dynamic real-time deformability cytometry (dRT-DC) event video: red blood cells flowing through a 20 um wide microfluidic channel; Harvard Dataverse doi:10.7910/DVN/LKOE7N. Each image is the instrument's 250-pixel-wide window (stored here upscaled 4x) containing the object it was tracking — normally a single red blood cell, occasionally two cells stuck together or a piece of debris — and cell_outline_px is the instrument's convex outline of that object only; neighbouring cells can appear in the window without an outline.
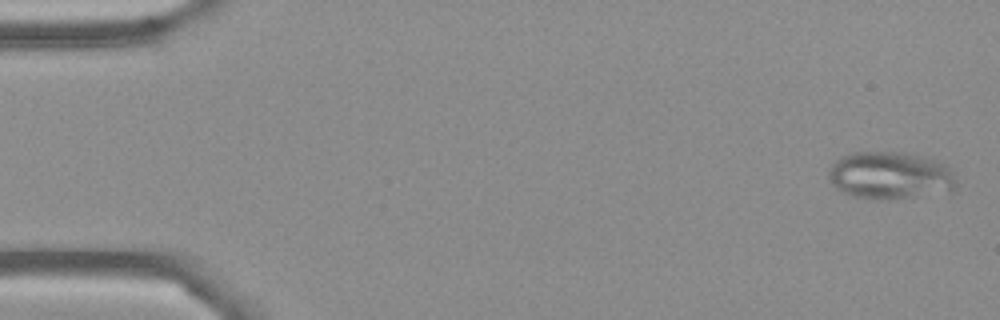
{"species": "Egyptian fruit bat (a non-hibernating species)", "species_latin": "Rousettus aegyptiacus", "temperature_condition": "cold", "stored_images_in_passage": 6, "camera_frame_rate_fps": 3000, "um_per_image_px": 0.085, "frame": {"image": 1, "passage_image": 6, "time_ms": 6.0, "image_size_px": [1000, 320], "cell_outline_px": [[956, 184], [952, 192], [888, 200], [872, 200], [852, 196], [836, 188], [828, 180], [828, 172], [832, 164], [840, 156], [852, 152], [904, 152], [936, 160], [948, 164], [952, 168], [956, 180]], "centroid_in_image_um": [75.69, 14.93], "position_along_channel_um": 9.3, "area_um2": 36.13}}